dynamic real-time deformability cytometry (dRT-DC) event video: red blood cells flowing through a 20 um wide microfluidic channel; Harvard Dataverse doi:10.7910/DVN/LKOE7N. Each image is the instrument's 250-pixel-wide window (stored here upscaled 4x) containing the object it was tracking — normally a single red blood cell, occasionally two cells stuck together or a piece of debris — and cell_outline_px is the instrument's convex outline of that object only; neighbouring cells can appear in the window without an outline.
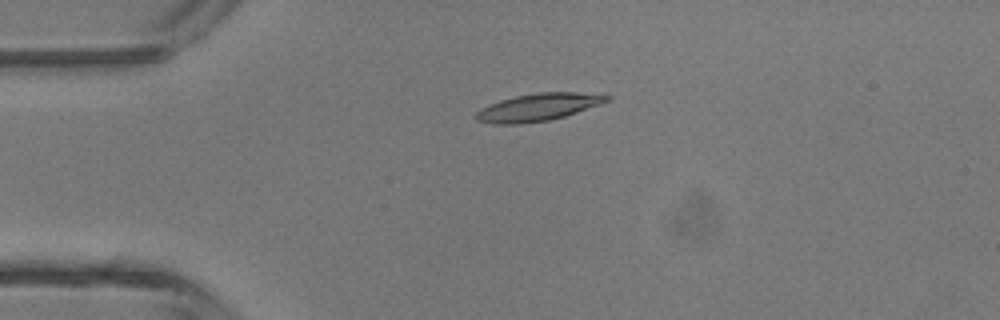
{"species": "common noctule bat (a hibernating species)", "species_latin": "Nyctalus noctula", "temperature_condition": "room temperature", "stored_images_in_passage": 4, "camera_frame_rate_fps": 3000, "um_per_image_px": 0.085, "animal": {"sex": "male", "body_mass_g": 13.3}, "frame": {"image": 1, "passage_image": 4, "time_ms": 1.0, "image_size_px": [1000, 320], "cell_outline_px": [[612, 100], [564, 116], [548, 120], [520, 124], [496, 124], [476, 120], [476, 112], [480, 108], [488, 104], [500, 100], [516, 96], [536, 92], [576, 92], [612, 96]], "centroid_in_image_um": [45.73, 9.1], "position_along_channel_um": 39.3, "area_um2": 20.81}}